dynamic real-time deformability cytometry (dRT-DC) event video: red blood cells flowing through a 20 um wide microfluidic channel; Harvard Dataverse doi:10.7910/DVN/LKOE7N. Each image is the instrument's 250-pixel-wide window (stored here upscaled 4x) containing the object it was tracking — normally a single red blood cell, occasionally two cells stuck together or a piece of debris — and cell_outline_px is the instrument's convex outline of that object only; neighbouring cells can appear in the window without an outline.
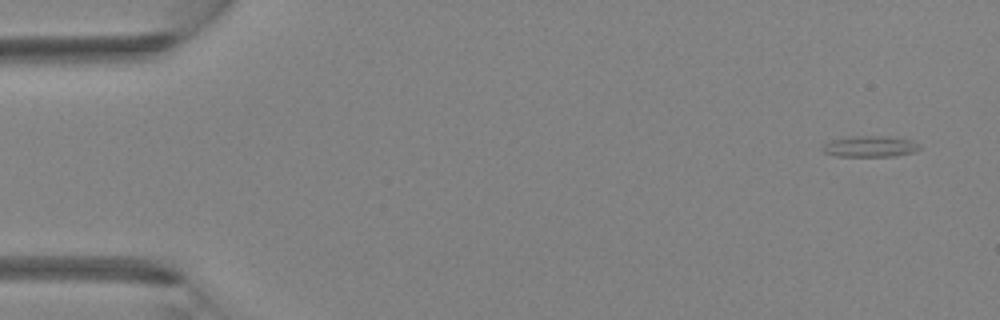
{"species": "Egyptian fruit bat (a non-hibernating species)", "species_latin": "Rousettus aegyptiacus", "temperature_condition": "room temperature", "stored_images_in_passage": 4, "camera_frame_rate_fps": 3000, "um_per_image_px": 0.085, "animal": {"sex": "female"}, "frame": {"image": 1, "passage_image": 1, "time_ms": 0.0, "image_size_px": [1000, 320], "cell_outline_px": [[920, 148], [916, 152], [896, 156], [836, 156], [824, 152], [820, 148], [824, 144], [832, 140], [856, 136], [888, 136], [912, 140], [920, 144]], "centroid_in_image_um": [74.0, 12.45], "position_along_channel_um": 11.0, "area_um2": 11.96}}